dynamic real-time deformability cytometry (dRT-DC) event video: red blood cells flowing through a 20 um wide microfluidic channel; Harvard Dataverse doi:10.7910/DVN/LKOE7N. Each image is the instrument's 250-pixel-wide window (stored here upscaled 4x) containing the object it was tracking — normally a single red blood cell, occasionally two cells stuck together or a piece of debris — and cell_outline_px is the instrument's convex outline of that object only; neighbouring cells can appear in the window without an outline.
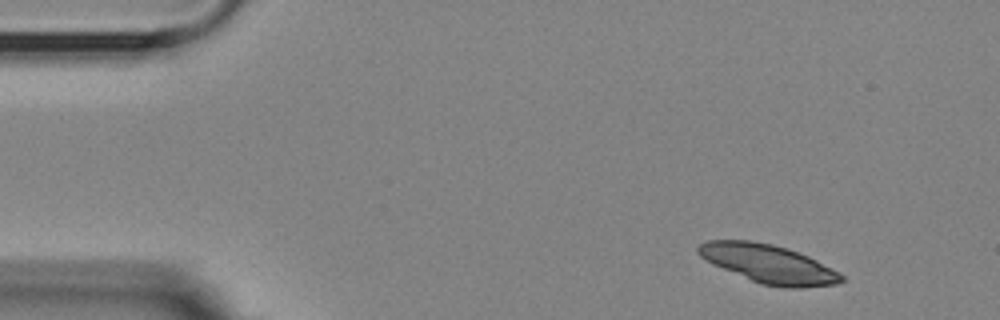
{"species": "Egyptian fruit bat (a non-hibernating species)", "species_latin": "Rousettus aegyptiacus", "temperature_condition": "room temperature", "stored_images_in_passage": 50, "segment_of_instrument_passage": [1, 2], "camera_frame_rate_fps": 3000, "um_per_image_px": 0.085, "animal": {"sex": "female"}, "frame": {"image": 1, "passage_image": 1, "time_ms": 0.0, "image_size_px": [1000, 320], "cell_outline_px": [[844, 280], [836, 284], [800, 288], [784, 288], [760, 284], [712, 264], [700, 256], [696, 252], [696, 248], [700, 244], [708, 240], [748, 240], [772, 244], [808, 256], [840, 272], [844, 276]], "centroid_in_image_um": [65.31, 22.44], "position_along_channel_um": 19.7, "area_um2": 32.08}}